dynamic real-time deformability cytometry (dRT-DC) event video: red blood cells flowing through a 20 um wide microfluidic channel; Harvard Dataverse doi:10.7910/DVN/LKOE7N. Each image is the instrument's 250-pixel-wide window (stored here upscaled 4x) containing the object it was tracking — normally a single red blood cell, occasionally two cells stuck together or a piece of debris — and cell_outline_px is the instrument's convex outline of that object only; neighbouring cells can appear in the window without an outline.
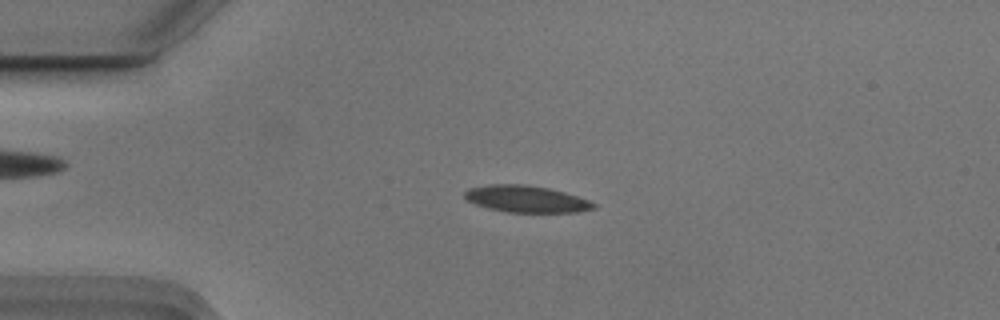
{"species": "Egyptian fruit bat (a non-hibernating species)", "species_latin": "Rousettus aegyptiacus", "temperature_condition": "cold", "stored_images_in_passage": 55, "camera_frame_rate_fps": 3000, "um_per_image_px": 0.085, "animal": {"sex": "male"}, "frame": {"image": 1, "passage_image": 13, "time_ms": 4.0, "image_size_px": [1000, 320], "cell_outline_px": [[596, 208], [576, 212], [504, 212], [488, 208], [476, 204], [468, 200], [464, 196], [464, 192], [468, 188], [488, 184], [524, 184], [548, 188], [564, 192], [588, 200], [596, 204]], "centroid_in_image_um": [44.7, 16.91], "position_along_channel_um": 40.3, "area_um2": 20.06}}
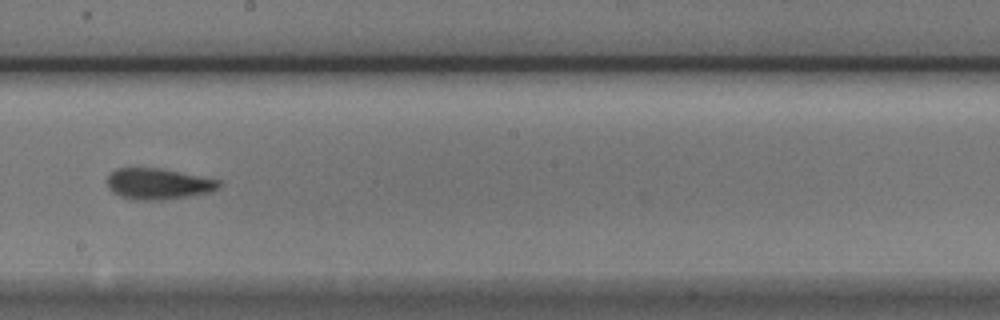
{"frame": {"image": 2, "passage_image": 31, "time_ms": 10.0, "image_size_px": [1000, 320], "cell_outline_px": [[220, 188], [212, 192], [196, 196], [168, 200], [132, 200], [120, 196], [112, 192], [108, 188], [108, 176], [116, 168], [160, 168], [220, 180]], "centroid_in_image_um": [13.49, 15.65], "position_along_channel_um": 234.7, "area_um2": 20.58}}
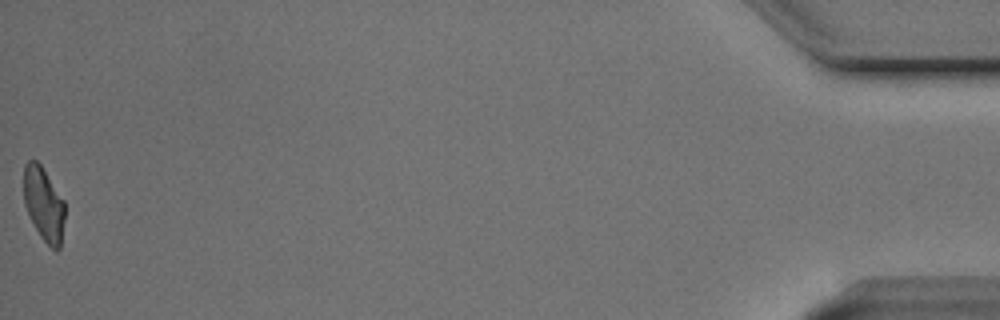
{"frame": {"image": 3, "passage_image": 55, "time_ms": 18.0, "image_size_px": [1000, 320], "cell_outline_px": [[64, 220], [60, 248], [56, 252], [40, 236], [24, 204], [24, 164], [28, 160], [36, 160], [40, 164], [64, 200]], "centroid_in_image_um": [3.72, 17.34], "position_along_channel_um": 431.5, "area_um2": 17.46}, "authors_computed_cell_mechanics": {"area_um2": 19.7676, "velocity_mm_per_s": 3.7249, "shape_relaxation_time_tau1_ms": 2.7883, "shape_relaxation_time_tau2_ms": 2.9042, "deformation_change_tau1": 0.1217, "deformation_change_tau2": 0.0972}}